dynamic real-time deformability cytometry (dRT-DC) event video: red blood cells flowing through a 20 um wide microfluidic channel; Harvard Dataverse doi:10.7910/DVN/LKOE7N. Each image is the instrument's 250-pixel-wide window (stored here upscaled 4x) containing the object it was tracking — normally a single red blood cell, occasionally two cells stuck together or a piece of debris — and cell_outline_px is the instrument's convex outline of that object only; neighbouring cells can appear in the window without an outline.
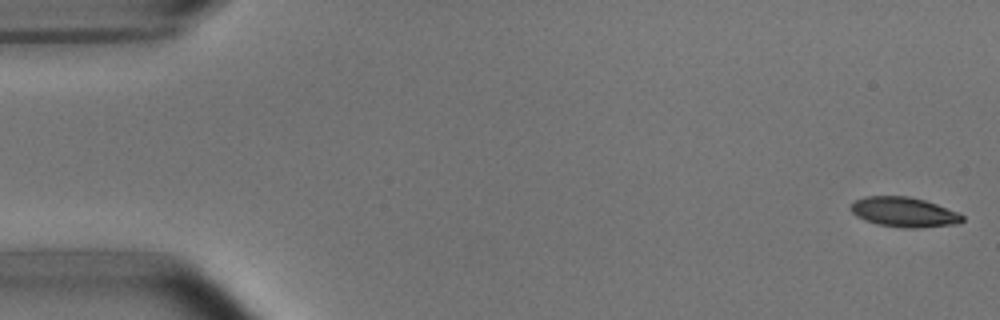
{"species": "common noctule bat (a hibernating species)", "species_latin": "Nyctalus noctula", "temperature_condition": "room temperature", "stored_images_in_passage": 4, "camera_frame_rate_fps": 3000, "um_per_image_px": 0.085, "animal": {"sex": "male", "body_mass_g": 15.6}, "frame": {"image": 1, "passage_image": 1, "time_ms": 0.0, "image_size_px": [1000, 320], "cell_outline_px": [[964, 220], [956, 224], [920, 228], [904, 228], [876, 224], [864, 220], [856, 216], [848, 208], [856, 200], [864, 196], [908, 196], [924, 200], [960, 212], [964, 216]], "centroid_in_image_um": [76.84, 18.03], "position_along_channel_um": 8.2, "area_um2": 19.59}}